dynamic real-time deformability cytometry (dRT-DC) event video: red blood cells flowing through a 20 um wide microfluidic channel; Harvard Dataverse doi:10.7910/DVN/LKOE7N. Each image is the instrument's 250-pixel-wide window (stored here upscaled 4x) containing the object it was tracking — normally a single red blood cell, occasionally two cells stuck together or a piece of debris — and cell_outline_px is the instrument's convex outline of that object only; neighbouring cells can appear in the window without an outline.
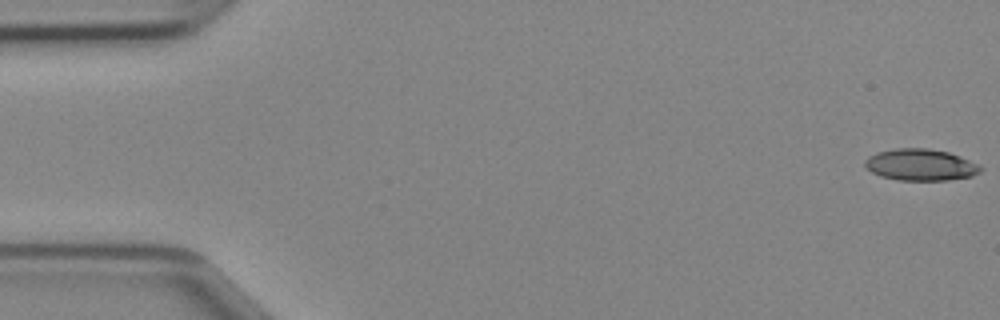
{"species": "Egyptian fruit bat (a non-hibernating species)", "species_latin": "Rousettus aegyptiacus", "temperature_condition": "cold", "stored_images_in_passage": 45, "camera_frame_rate_fps": 3000, "um_per_image_px": 0.085, "animal": {"sex": "female"}, "frame": {"image": 1, "passage_image": 1, "time_ms": 0.0, "image_size_px": [1000, 320], "cell_outline_px": [[984, 168], [980, 172], [972, 176], [948, 180], [900, 180], [880, 176], [872, 172], [864, 164], [864, 160], [868, 156], [876, 152], [896, 148], [928, 148], [948, 152], [960, 156], [980, 164]], "centroid_in_image_um": [78.27, 14.0], "position_along_channel_um": 6.7, "area_um2": 21.44}}
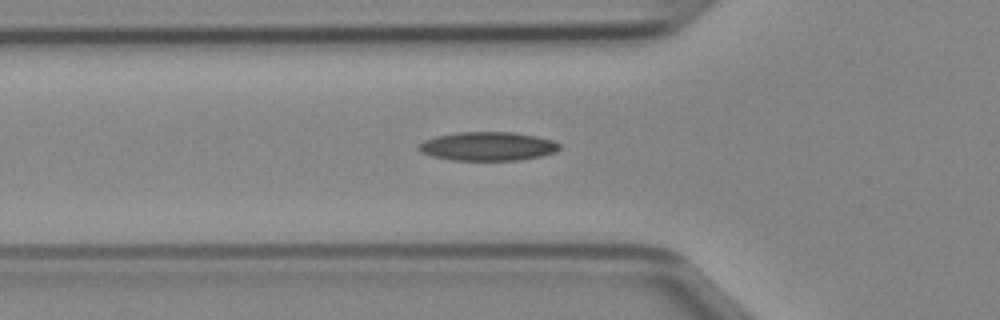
{"frame": {"image": 2, "passage_image": 16, "time_ms": 5.0, "image_size_px": [1000, 320], "cell_outline_px": [[560, 148], [556, 152], [540, 156], [516, 160], [452, 160], [432, 156], [420, 152], [416, 148], [416, 144], [424, 140], [436, 136], [456, 132], [512, 132], [536, 136], [552, 140], [560, 144]], "centroid_in_image_um": [41.41, 12.43], "position_along_channel_um": 84.4, "area_um2": 23.7}}
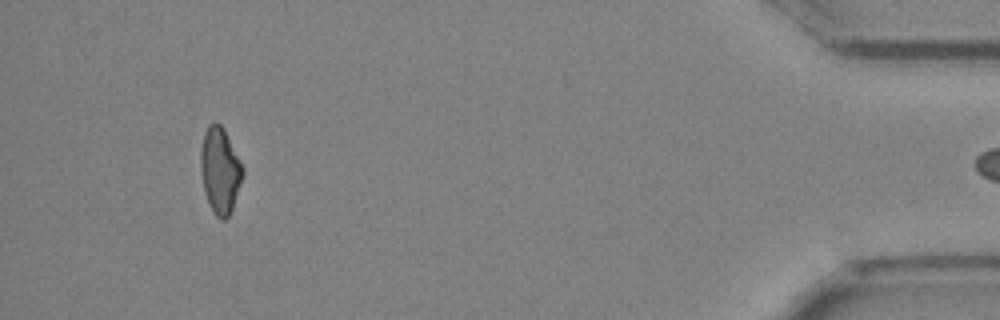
{"frame": {"image": 3, "passage_image": 44, "time_ms": 14.333, "image_size_px": [1000, 320], "cell_outline_px": [[244, 176], [232, 208], [228, 216], [224, 220], [220, 220], [216, 216], [204, 192], [200, 172], [200, 148], [204, 132], [208, 124], [216, 120], [224, 128], [244, 168]], "centroid_in_image_um": [18.7, 14.44], "position_along_channel_um": 416.5, "area_um2": 21.33}}